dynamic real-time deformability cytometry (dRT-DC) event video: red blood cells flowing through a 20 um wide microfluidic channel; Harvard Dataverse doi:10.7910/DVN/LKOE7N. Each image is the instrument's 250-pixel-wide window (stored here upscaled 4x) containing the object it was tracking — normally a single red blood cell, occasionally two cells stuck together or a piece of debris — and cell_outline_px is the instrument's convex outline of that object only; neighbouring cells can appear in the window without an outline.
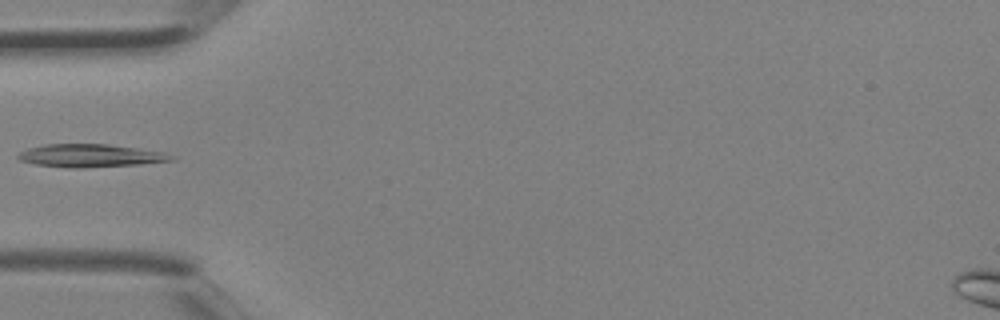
{"species": "Egyptian fruit bat (a non-hibernating species)", "species_latin": "Rousettus aegyptiacus", "temperature_condition": "room temperature", "stored_images_in_passage": 3, "camera_frame_rate_fps": 3000, "um_per_image_px": 0.085, "animal": {"sex": "female"}, "frame": {"image": 1, "passage_image": 3, "time_ms": 0.667, "image_size_px": [1000, 320], "cell_outline_px": [[176, 160], [140, 164], [80, 168], [72, 168], [36, 164], [20, 160], [16, 156], [20, 152], [28, 148], [44, 144], [108, 144], [164, 152], [176, 156]], "centroid_in_image_um": [7.71, 13.23], "position_along_channel_um": 77.3, "area_um2": 20.46}}